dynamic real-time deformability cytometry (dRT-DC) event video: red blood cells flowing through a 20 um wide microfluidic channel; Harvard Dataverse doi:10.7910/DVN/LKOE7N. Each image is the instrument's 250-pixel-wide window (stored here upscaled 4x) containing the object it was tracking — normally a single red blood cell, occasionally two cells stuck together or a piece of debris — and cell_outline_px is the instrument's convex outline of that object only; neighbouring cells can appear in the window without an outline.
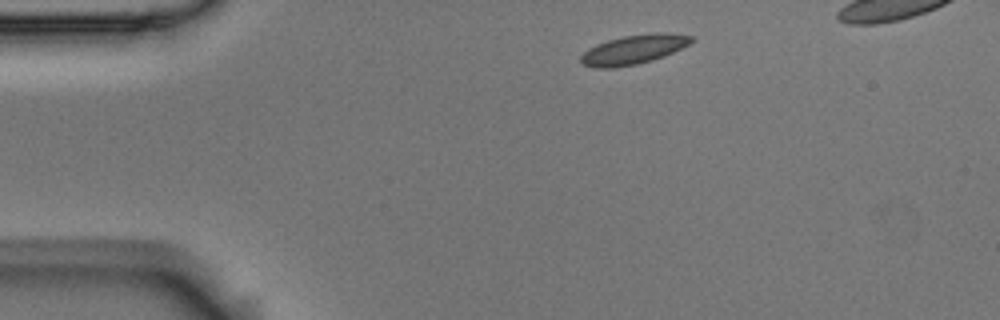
{"species": "Egyptian fruit bat (a non-hibernating species)", "species_latin": "Rousettus aegyptiacus", "temperature_condition": "room temperature", "stored_images_in_passage": 6, "camera_frame_rate_fps": 3000, "um_per_image_px": 0.085, "animal": {"sex": "male"}, "frame": {"image": 1, "passage_image": 1, "time_ms": 0.0, "image_size_px": [1000, 320], "cell_outline_px": [[692, 40], [688, 44], [664, 56], [652, 60], [636, 64], [612, 68], [592, 68], [580, 64], [580, 56], [588, 48], [596, 44], [608, 40], [624, 36], [652, 32], [668, 32], [692, 36]], "centroid_in_image_um": [53.8, 4.21], "position_along_channel_um": 31.2, "area_um2": 18.9}}
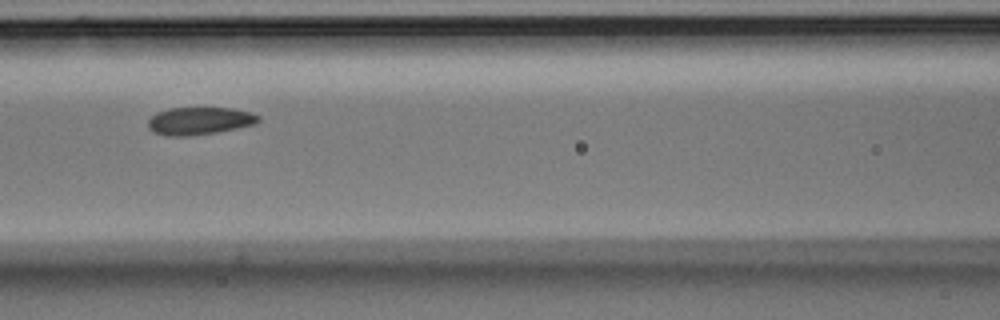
{"frame": {"image": 2, "passage_image": 5, "time_ms": 1.333, "image_size_px": [1000, 320], "cell_outline_px": [[260, 120], [256, 124], [216, 132], [192, 136], [164, 136], [152, 132], [148, 128], [148, 120], [156, 112], [168, 108], [232, 108], [252, 112], [260, 116]], "centroid_in_image_um": [16.94, 10.28], "position_along_channel_um": 149.7, "area_um2": 17.98}}
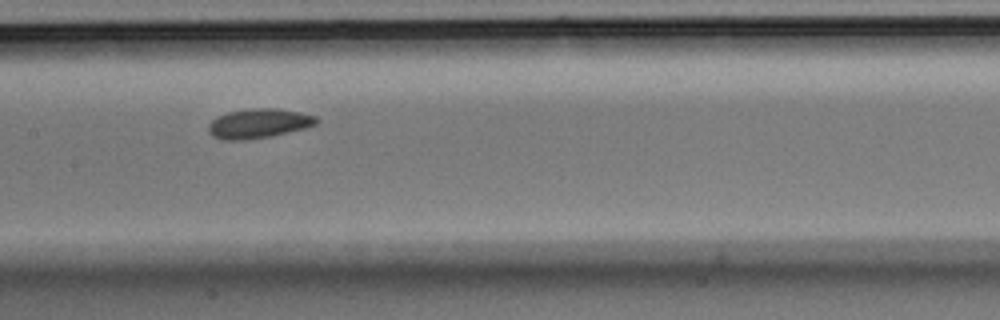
{"frame": {"image": 3, "passage_image": 6, "time_ms": 1.667, "image_size_px": [1000, 320], "cell_outline_px": [[320, 120], [316, 124], [304, 128], [272, 136], [244, 140], [224, 140], [212, 136], [208, 132], [208, 124], [216, 116], [228, 112], [252, 108], [276, 108], [300, 112], [316, 116]], "centroid_in_image_um": [21.97, 10.49], "position_along_channel_um": 185.4, "area_um2": 18.67}}